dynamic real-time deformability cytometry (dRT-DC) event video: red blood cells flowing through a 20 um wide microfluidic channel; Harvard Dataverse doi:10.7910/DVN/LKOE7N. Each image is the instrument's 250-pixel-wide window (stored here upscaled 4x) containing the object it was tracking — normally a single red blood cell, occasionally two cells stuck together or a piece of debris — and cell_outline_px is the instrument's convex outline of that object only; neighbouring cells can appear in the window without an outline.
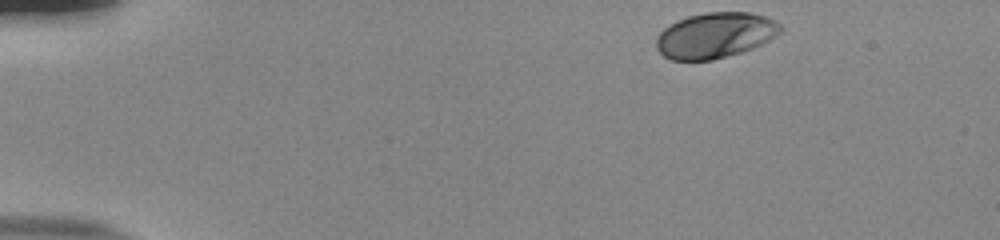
{"species": "human", "species_latin": "Homo sapiens", "temperature_condition": "room temperature", "stored_images_in_passage": 42, "camera_frame_rate_fps": 3000, "um_per_image_px": 0.085, "donor": {"sex": "male"}, "frame": {"image": 1, "passage_image": 1, "time_ms": 0.0, "image_size_px": [1000, 240], "cell_outline_px": [[784, 28], [776, 36], [752, 48], [740, 52], [712, 60], [672, 60], [664, 56], [656, 48], [656, 36], [664, 28], [688, 16], [708, 12], [748, 12], [764, 16], [776, 20]], "centroid_in_image_um": [60.8, 3.0], "position_along_channel_um": 24.2, "area_um2": 32.77}}
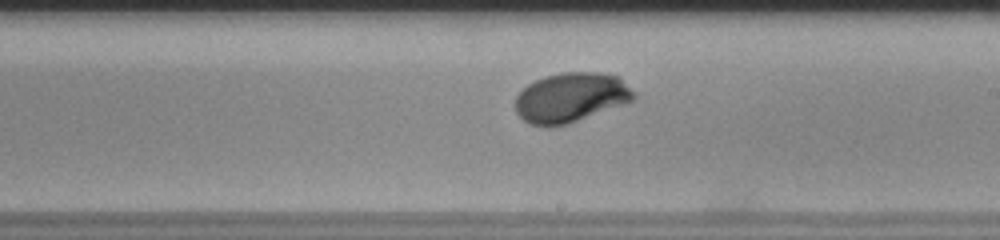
{"frame": {"image": 2, "passage_image": 26, "time_ms": 8.333, "image_size_px": [1000, 240], "cell_outline_px": [[636, 96], [632, 100], [568, 124], [532, 124], [524, 120], [516, 112], [516, 96], [528, 84], [544, 76], [564, 72], [596, 72], [620, 76], [636, 92]], "centroid_in_image_um": [48.56, 8.24], "position_along_channel_um": 240.4, "area_um2": 33.7}}
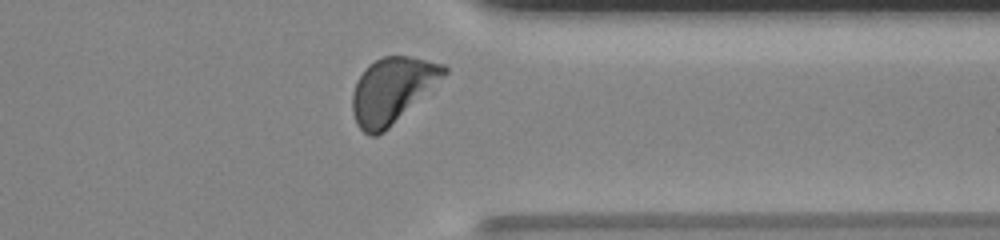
{"frame": {"image": 3, "passage_image": 37, "time_ms": 12.0, "image_size_px": [1000, 240], "cell_outline_px": [[448, 72], [444, 76], [384, 132], [376, 136], [368, 136], [356, 124], [352, 112], [352, 92], [356, 80], [364, 68], [368, 64], [384, 56], [408, 56], [444, 64], [448, 68]], "centroid_in_image_um": [33.28, 7.67], "position_along_channel_um": 378.1, "area_um2": 34.68}, "authors_computed_cell_mechanics": {"area_um2": 33.524, "velocity_mm_per_s": 3.799, "shape_relaxation_time_tau1_ms": 3.0772, "shape_relaxation_time_tau2_ms": null, "deformation_change_tau1": 0.164, "deformation_change_tau2": null}}